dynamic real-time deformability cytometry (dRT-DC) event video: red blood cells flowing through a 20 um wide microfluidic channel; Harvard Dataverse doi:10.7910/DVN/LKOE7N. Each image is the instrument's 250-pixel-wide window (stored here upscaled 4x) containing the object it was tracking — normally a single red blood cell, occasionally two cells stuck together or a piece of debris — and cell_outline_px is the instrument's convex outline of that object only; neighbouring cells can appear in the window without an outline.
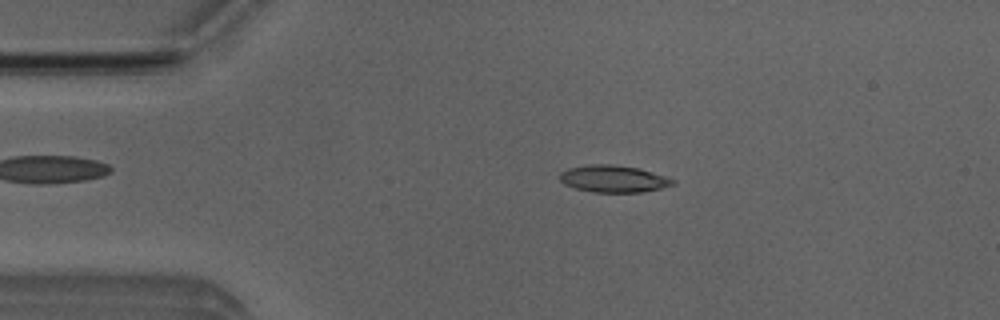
{"species": "Egyptian fruit bat (a non-hibernating species)", "species_latin": "Rousettus aegyptiacus", "temperature_condition": "room temperature", "stored_images_in_passage": 50, "camera_frame_rate_fps": 3000, "um_per_image_px": 0.085, "animal": {"sex": "male"}, "frame": {"image": 1, "passage_image": 9, "time_ms": 2.667, "image_size_px": [1000, 320], "cell_outline_px": [[676, 184], [660, 188], [640, 192], [592, 192], [576, 188], [564, 184], [560, 180], [560, 172], [568, 168], [588, 164], [608, 164], [636, 168], [664, 176], [676, 180]], "centroid_in_image_um": [52.11, 15.2], "position_along_channel_um": 32.9, "area_um2": 17.57}}
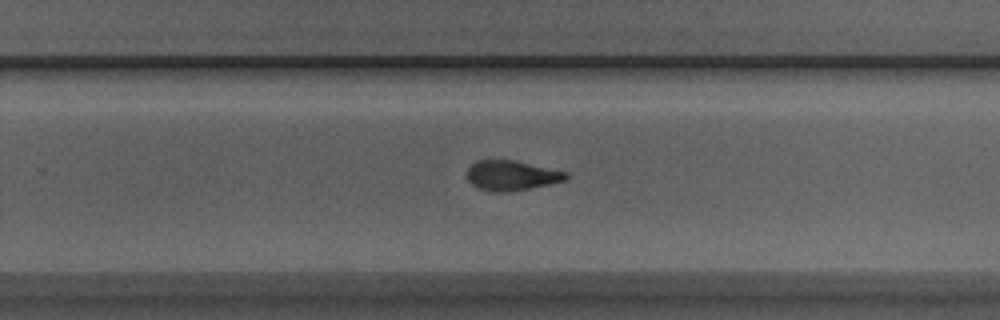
{"frame": {"image": 2, "passage_image": 31, "time_ms": 10.0, "image_size_px": [1000, 320], "cell_outline_px": [[572, 176], [568, 180], [528, 188], [500, 192], [492, 192], [476, 188], [468, 180], [468, 168], [476, 160], [512, 160], [568, 172]], "centroid_in_image_um": [43.5, 14.91], "position_along_channel_um": 286.3, "area_um2": 17.17}}
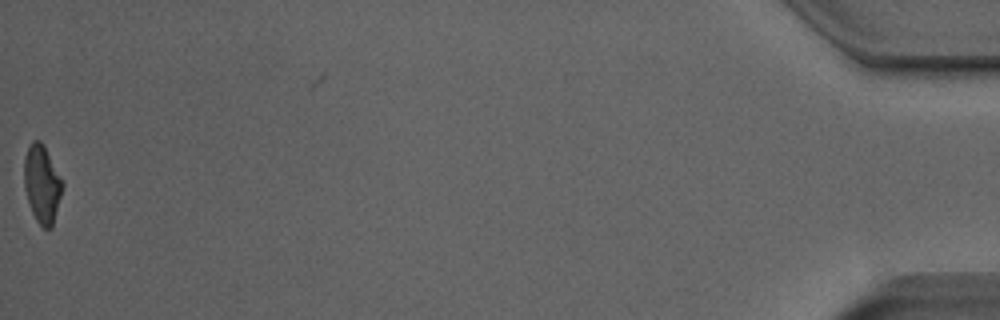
{"frame": {"image": 3, "passage_image": 50, "time_ms": 16.333, "image_size_px": [1000, 320], "cell_outline_px": [[64, 184], [52, 228], [44, 228], [36, 220], [28, 204], [24, 188], [24, 156], [28, 144], [32, 140], [40, 140], [44, 144]], "centroid_in_image_um": [3.55, 15.61], "position_along_channel_um": 431.6, "area_um2": 17.57}, "authors_computed_cell_mechanics": {"area_um2": 17.5712, "velocity_mm_per_s": 3.9903, "shape_relaxation_time_tau1_ms": 6.1057, "shape_relaxation_time_tau2_ms": 3.0821, "deformation_change_tau1": 0.2055, "deformation_change_tau2": 0.124}}